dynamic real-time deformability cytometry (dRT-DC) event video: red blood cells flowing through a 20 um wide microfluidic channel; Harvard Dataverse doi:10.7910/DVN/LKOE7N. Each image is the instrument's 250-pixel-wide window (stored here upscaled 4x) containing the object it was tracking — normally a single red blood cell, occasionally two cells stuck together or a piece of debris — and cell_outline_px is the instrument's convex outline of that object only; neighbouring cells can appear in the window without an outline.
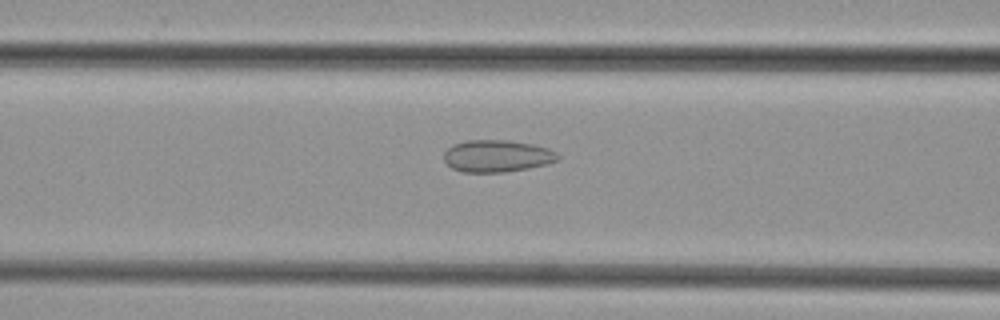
{"species": "common noctule bat (a hibernating species)", "species_latin": "Nyctalus noctula", "temperature_condition": "cold", "stored_images_in_passage": 28, "camera_frame_rate_fps": 3000, "um_per_image_px": 0.085, "animal": {"sex": "female", "body_mass_g": 29.2, "forearm_length_mm": 56.3}, "frame": {"image": 1, "passage_image": 6, "time_ms": 1.667, "image_size_px": [1000, 320], "cell_outline_px": [[560, 156], [556, 160], [548, 164], [528, 168], [504, 172], [464, 172], [452, 168], [444, 160], [444, 152], [452, 144], [468, 140], [508, 140], [536, 144], [548, 148], [556, 152]], "centroid_in_image_um": [42.26, 13.25], "position_along_channel_um": 124.3, "area_um2": 21.39}}
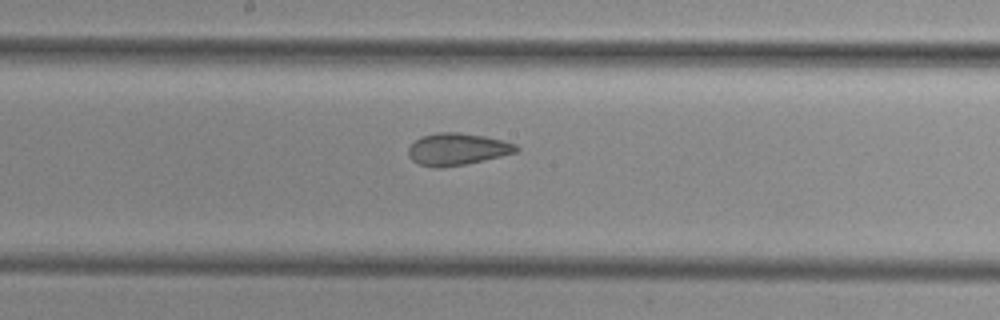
{"frame": {"image": 2, "passage_image": 12, "time_ms": 3.667, "image_size_px": [1000, 320], "cell_outline_px": [[520, 148], [516, 152], [500, 156], [464, 164], [440, 168], [436, 168], [420, 164], [412, 160], [408, 156], [408, 148], [420, 136], [436, 132], [456, 132], [484, 136], [516, 144]], "centroid_in_image_um": [38.83, 12.67], "position_along_channel_um": 209.4, "area_um2": 19.94}}
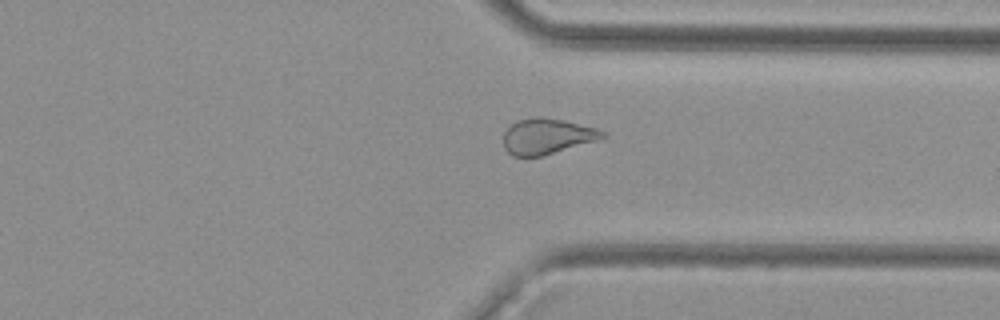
{"frame": {"image": 3, "passage_image": 23, "time_ms": 7.333, "image_size_px": [1000, 320], "cell_outline_px": [[608, 136], [600, 140], [544, 156], [512, 156], [504, 148], [504, 132], [512, 124], [520, 120], [536, 116], [544, 116], [564, 120], [596, 128], [604, 132]], "centroid_in_image_um": [46.53, 11.59], "position_along_channel_um": 364.9, "area_um2": 20.81}}